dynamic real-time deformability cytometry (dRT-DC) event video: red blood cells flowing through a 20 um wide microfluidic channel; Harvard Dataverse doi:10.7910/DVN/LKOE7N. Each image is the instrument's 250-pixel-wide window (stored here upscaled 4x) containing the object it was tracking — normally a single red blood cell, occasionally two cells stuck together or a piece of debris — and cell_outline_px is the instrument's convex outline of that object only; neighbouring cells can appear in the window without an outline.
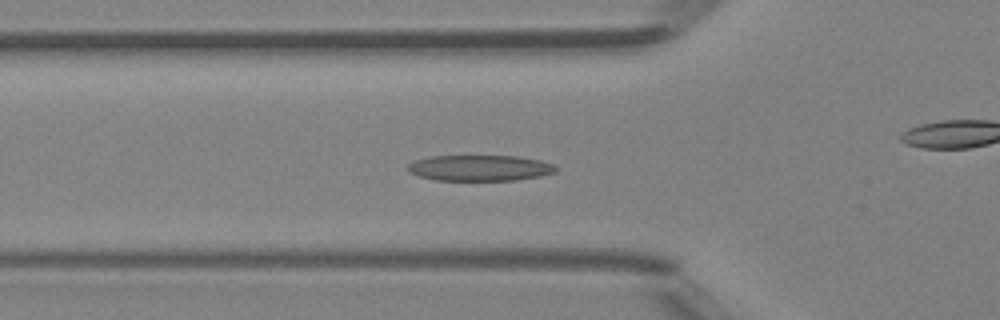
{"species": "Egyptian fruit bat (a non-hibernating species)", "species_latin": "Rousettus aegyptiacus", "temperature_condition": "room temperature", "stored_images_in_passage": 35, "camera_frame_rate_fps": 3000, "um_per_image_px": 0.085, "animal": {"sex": "female"}, "frame": {"image": 1, "passage_image": 2, "time_ms": 0.333, "image_size_px": [1000, 320], "cell_outline_px": [[560, 168], [556, 172], [540, 176], [516, 180], [436, 180], [420, 176], [408, 172], [408, 164], [412, 160], [428, 156], [520, 156], [540, 160], [556, 164]], "centroid_in_image_um": [40.82, 14.27], "position_along_channel_um": 85.0, "area_um2": 22.6}}
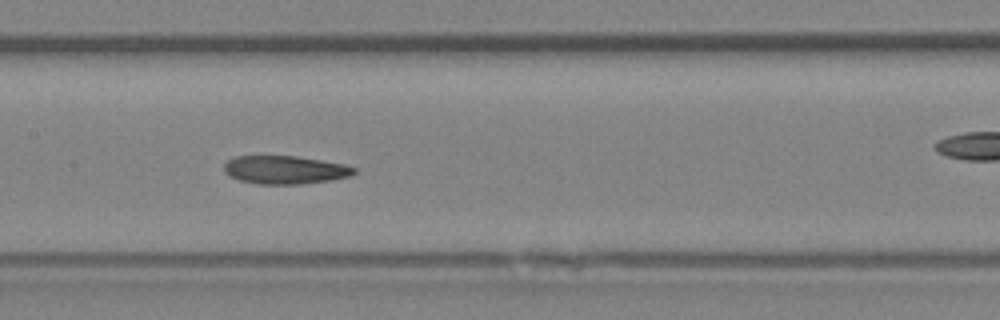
{"frame": {"image": 2, "passage_image": 9, "time_ms": 2.667, "image_size_px": [1000, 320], "cell_outline_px": [[356, 172], [352, 176], [328, 180], [300, 184], [256, 184], [240, 180], [224, 172], [224, 164], [228, 160], [236, 156], [296, 156], [344, 164], [356, 168]], "centroid_in_image_um": [24.23, 14.43], "position_along_channel_um": 183.2, "area_um2": 21.27}}
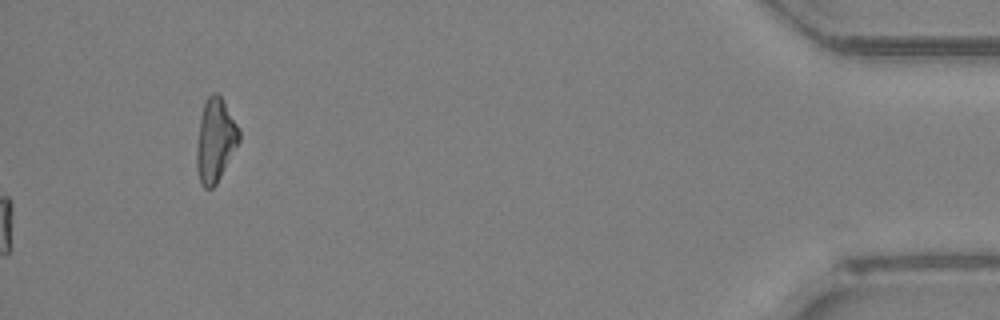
{"frame": {"image": 3, "passage_image": 35, "time_ms": 11.333, "image_size_px": [1000, 320], "cell_outline_px": [[240, 140], [216, 184], [212, 188], [204, 188], [200, 184], [196, 168], [196, 148], [200, 116], [204, 104], [208, 96], [212, 92], [216, 92], [220, 96], [236, 124], [240, 132]], "centroid_in_image_um": [18.27, 11.95], "position_along_channel_um": 416.9, "area_um2": 20.4}}